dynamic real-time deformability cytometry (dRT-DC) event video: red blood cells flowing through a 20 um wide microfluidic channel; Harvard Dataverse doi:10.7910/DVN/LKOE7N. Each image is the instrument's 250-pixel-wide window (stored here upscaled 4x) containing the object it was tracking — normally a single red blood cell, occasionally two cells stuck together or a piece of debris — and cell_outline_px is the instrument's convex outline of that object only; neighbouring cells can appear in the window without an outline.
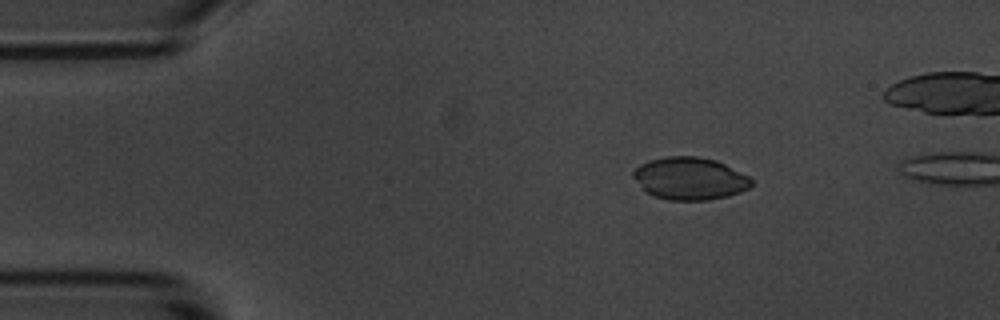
{"species": "common noctule bat (a hibernating species)", "species_latin": "Nyctalus noctula", "temperature_condition": "room temperature", "stored_images_in_passage": 3, "camera_frame_rate_fps": 3000, "um_per_image_px": 0.085, "animal": {"sex": "male", "body_mass_g": 20.1, "forearm_length_mm": 53.5}, "frame": {"image": 1, "passage_image": 2, "time_ms": 1.0, "image_size_px": [1000, 320], "cell_outline_px": [[752, 184], [748, 188], [740, 192], [728, 196], [708, 200], [668, 200], [652, 196], [644, 192], [632, 176], [632, 172], [640, 164], [648, 160], [664, 156], [696, 156], [716, 160], [748, 176], [752, 180]], "centroid_in_image_um": [58.58, 15.18], "position_along_channel_um": 26.4, "area_um2": 29.42}}